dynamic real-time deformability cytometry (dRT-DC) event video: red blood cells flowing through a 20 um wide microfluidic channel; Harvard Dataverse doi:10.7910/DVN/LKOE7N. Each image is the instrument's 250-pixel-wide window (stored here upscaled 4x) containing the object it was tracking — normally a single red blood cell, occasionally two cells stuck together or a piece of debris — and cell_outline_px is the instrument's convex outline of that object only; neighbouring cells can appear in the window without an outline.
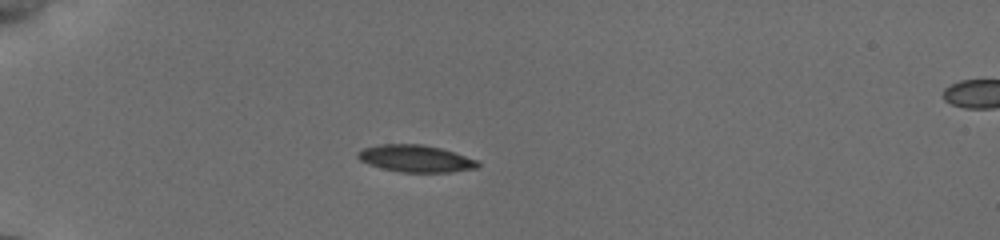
{"species": "common noctule bat (a hibernating species)", "species_latin": "Nyctalus noctula", "temperature_condition": "cold", "stored_images_in_passage": 24, "camera_frame_rate_fps": 3000, "um_per_image_px": 0.085, "animal": {"sex": "female", "body_mass_g": 19.5, "forearm_length_mm": 54.1}, "frame": {"image": 1, "passage_image": 1, "time_ms": 0.0, "image_size_px": [1000, 240], "cell_outline_px": [[480, 164], [476, 168], [448, 172], [400, 172], [368, 164], [360, 160], [356, 156], [356, 152], [364, 148], [380, 144], [424, 144], [440, 148], [476, 160]], "centroid_in_image_um": [35.28, 13.47], "position_along_channel_um": 49.7, "area_um2": 18.67}}
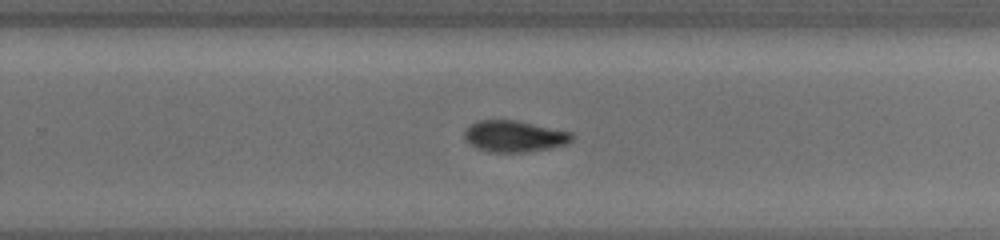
{"frame": {"image": 2, "passage_image": 15, "time_ms": 7.0, "image_size_px": [1000, 240], "cell_outline_px": [[572, 140], [564, 144], [548, 148], [524, 152], [488, 152], [476, 148], [464, 136], [464, 132], [476, 120], [516, 120], [572, 132]], "centroid_in_image_um": [43.7, 11.58], "position_along_channel_um": 286.1, "area_um2": 19.36}}
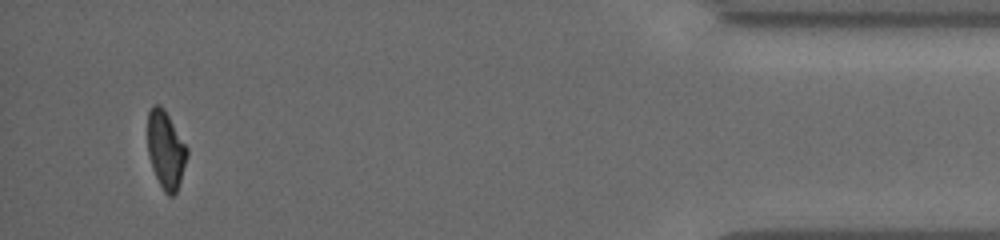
{"frame": {"image": 3, "passage_image": 24, "time_ms": 12.0, "image_size_px": [1000, 240], "cell_outline_px": [[188, 156], [176, 192], [172, 196], [168, 196], [164, 192], [152, 168], [148, 156], [148, 112], [152, 104], [160, 104], [164, 108], [188, 148]], "centroid_in_image_um": [14.08, 12.71], "position_along_channel_um": 421.1, "area_um2": 17.86}, "authors_computed_cell_mechanics": {"area_um2": 19.6809, "velocity_mm_per_s": 3.8475, "shape_relaxation_time_tau1_ms": 4.4735, "shape_relaxation_time_tau2_ms": 4.3831, "deformation_change_tau1": 0.1323, "deformation_change_tau2": 0.0824}}